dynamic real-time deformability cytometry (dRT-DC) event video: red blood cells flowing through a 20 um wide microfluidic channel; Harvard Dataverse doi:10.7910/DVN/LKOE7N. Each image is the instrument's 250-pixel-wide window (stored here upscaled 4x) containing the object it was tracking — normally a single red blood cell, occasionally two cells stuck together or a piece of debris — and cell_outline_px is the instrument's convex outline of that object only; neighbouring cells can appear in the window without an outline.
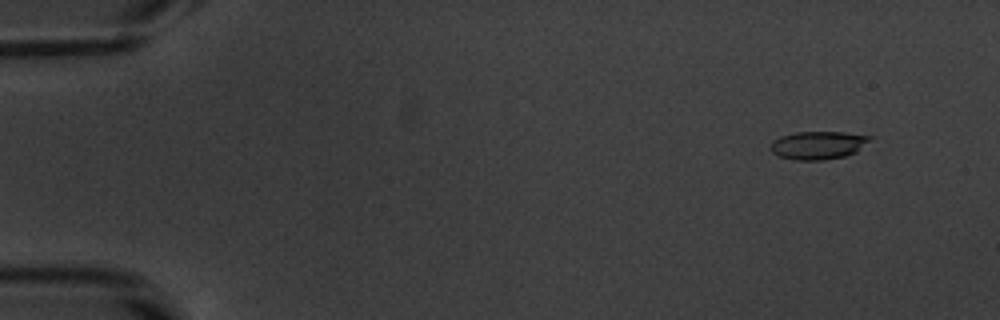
{"species": "common noctule bat (a hibernating species)", "species_latin": "Nyctalus noctula", "temperature_condition": "warm", "stored_images_in_passage": 53, "camera_frame_rate_fps": 3000, "um_per_image_px": 0.085, "animal": {"sex": "male", "body_mass_g": 20.1, "forearm_length_mm": 53.5}, "frame": {"image": 1, "passage_image": 4, "time_ms": 1.0, "image_size_px": [1000, 320], "cell_outline_px": [[872, 140], [856, 152], [844, 156], [824, 160], [796, 160], [776, 156], [768, 148], [772, 140], [780, 136], [796, 132], [844, 132], [872, 136]], "centroid_in_image_um": [69.51, 12.34], "position_along_channel_um": 15.5, "area_um2": 16.53}}
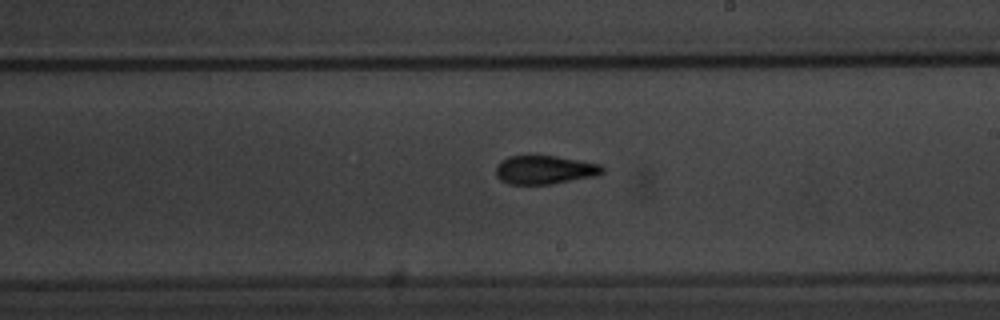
{"frame": {"image": 2, "passage_image": 31, "time_ms": 10.0, "image_size_px": [1000, 320], "cell_outline_px": [[604, 172], [596, 176], [552, 184], [508, 184], [500, 180], [496, 176], [496, 164], [500, 160], [508, 156], [556, 156], [580, 160], [600, 164], [604, 168]], "centroid_in_image_um": [46.28, 14.44], "position_along_channel_um": 242.7, "area_um2": 17.92}}
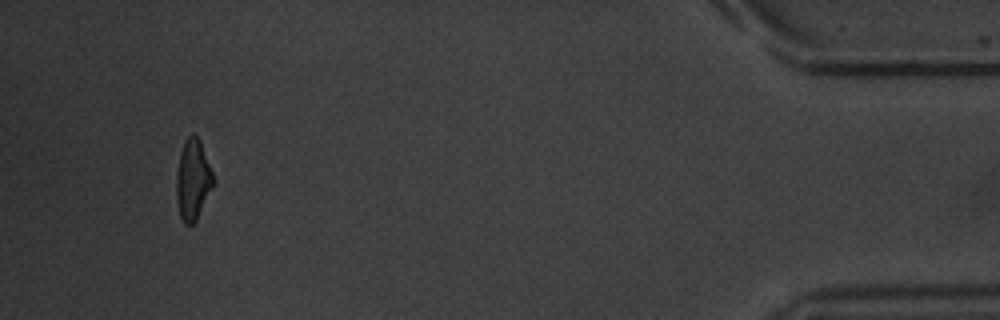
{"frame": {"image": 3, "passage_image": 50, "time_ms": 16.333, "image_size_px": [1000, 320], "cell_outline_px": [[216, 184], [196, 220], [192, 224], [184, 224], [180, 216], [176, 200], [176, 176], [180, 152], [184, 140], [192, 132], [200, 140], [212, 172]], "centroid_in_image_um": [16.4, 15.28], "position_along_channel_um": 418.8, "area_um2": 17.57}, "authors_computed_cell_mechanics": {"area_um2": 17.5712, "velocity_mm_per_s": 3.8433, "shape_relaxation_time_tau1_ms": 4.2578, "shape_relaxation_time_tau2_ms": 2.6832, "deformation_change_tau1": 0.1718, "deformation_change_tau2": 0.1047}}